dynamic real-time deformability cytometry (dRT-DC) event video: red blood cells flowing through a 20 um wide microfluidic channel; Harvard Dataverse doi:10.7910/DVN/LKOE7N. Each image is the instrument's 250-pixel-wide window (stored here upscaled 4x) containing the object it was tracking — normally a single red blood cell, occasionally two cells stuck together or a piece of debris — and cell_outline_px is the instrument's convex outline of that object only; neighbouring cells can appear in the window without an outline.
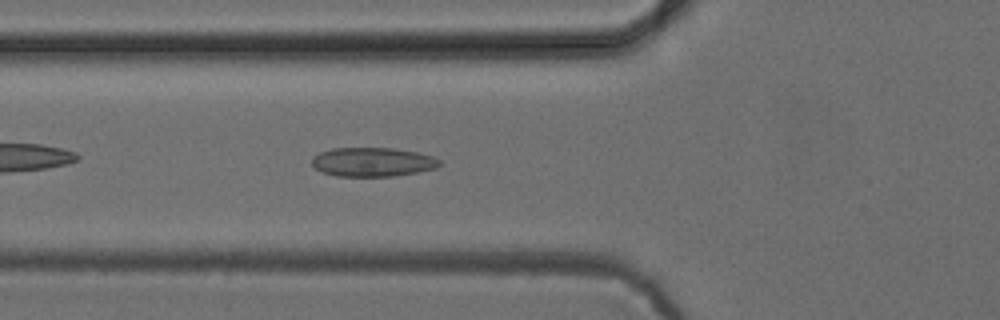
{"species": "common noctule bat (a hibernating species)", "species_latin": "Nyctalus noctula", "temperature_condition": "cold", "stored_images_in_passage": 38, "camera_frame_rate_fps": 3000, "um_per_image_px": 0.085, "animal": {"sex": "female", "body_mass_g": 24.6, "forearm_length_mm": 56.2}, "frame": {"image": 1, "passage_image": 5, "time_ms": 1.333, "image_size_px": [1000, 320], "cell_outline_px": [[440, 164], [436, 168], [416, 172], [392, 176], [336, 176], [324, 172], [316, 168], [312, 164], [312, 156], [320, 152], [332, 148], [392, 148], [420, 152], [432, 156], [440, 160]], "centroid_in_image_um": [31.67, 13.76], "position_along_channel_um": 94.1, "area_um2": 21.56}}
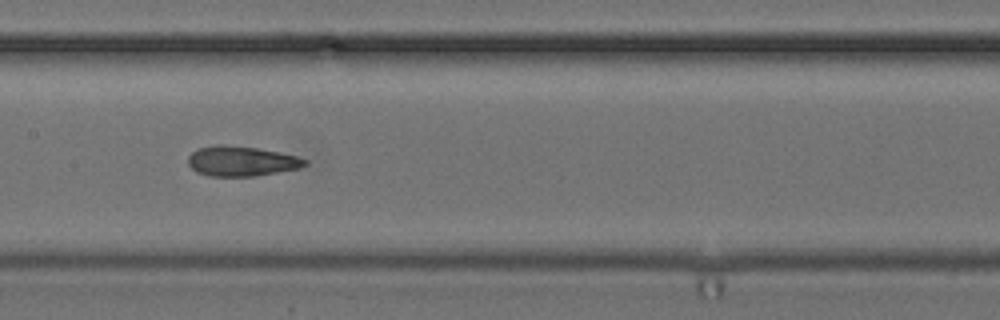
{"frame": {"image": 2, "passage_image": 12, "time_ms": 3.667, "image_size_px": [1000, 320], "cell_outline_px": [[308, 164], [300, 168], [256, 176], [208, 176], [196, 172], [188, 164], [188, 156], [192, 152], [200, 148], [216, 144], [224, 144], [256, 148], [280, 152], [296, 156], [308, 160]], "centroid_in_image_um": [20.52, 13.7], "position_along_channel_um": 186.9, "area_um2": 20.52}}
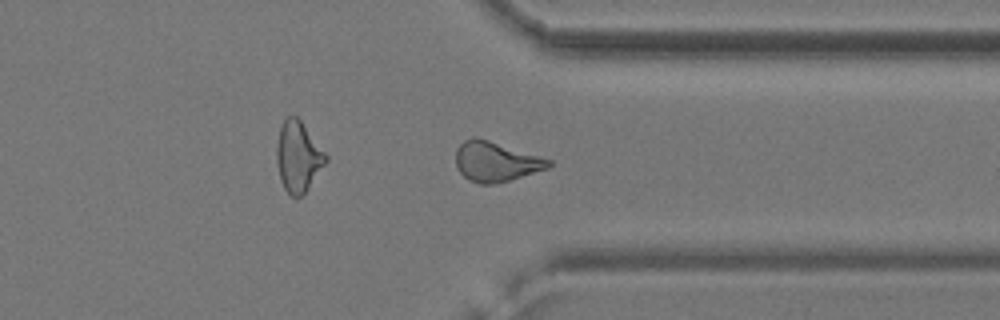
{"frame": {"image": 3, "passage_image": 26, "time_ms": 8.333, "image_size_px": [1000, 320], "cell_outline_px": [[552, 164], [548, 168], [508, 180], [492, 184], [480, 184], [468, 180], [460, 172], [456, 164], [456, 148], [464, 140], [472, 136], [488, 140], [540, 156], [552, 160]], "centroid_in_image_um": [42.12, 13.73], "position_along_channel_um": 369.3, "area_um2": 21.33}, "authors_computed_cell_mechanics": {"area_um2": 20.6924, "velocity_mm_per_s": 3.9317, "shape_relaxation_time_tau1_ms": null, "shape_relaxation_time_tau2_ms": 2.2993, "deformation_change_tau1": null, "deformation_change_tau2": 0.0941}}